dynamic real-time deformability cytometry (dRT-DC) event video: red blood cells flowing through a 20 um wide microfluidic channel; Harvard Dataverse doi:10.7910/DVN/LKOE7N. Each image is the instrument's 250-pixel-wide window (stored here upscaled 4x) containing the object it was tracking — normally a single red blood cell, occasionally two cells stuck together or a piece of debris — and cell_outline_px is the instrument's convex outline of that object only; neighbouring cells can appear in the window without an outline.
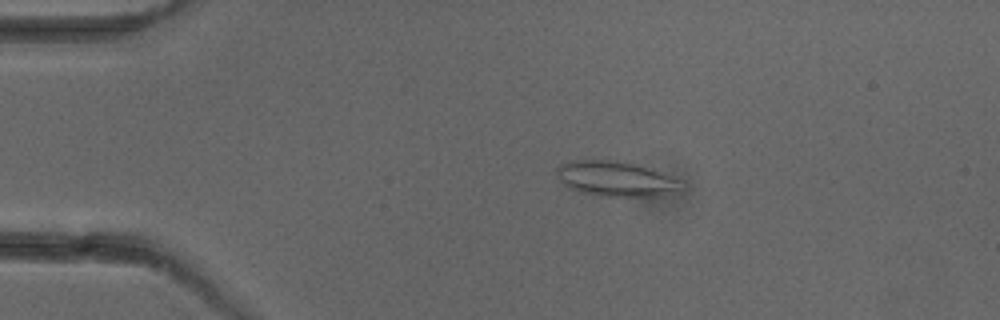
{"species": "common noctule bat (a hibernating species)", "species_latin": "Nyctalus noctula", "temperature_condition": "cold", "stored_images_in_passage": 4, "camera_frame_rate_fps": 3000, "um_per_image_px": 0.085, "animal": {"sex": "female"}, "frame": {"image": 1, "passage_image": 3, "time_ms": 2.333, "image_size_px": [1000, 320], "cell_outline_px": [[688, 188], [680, 192], [664, 196], [600, 196], [580, 192], [568, 188], [560, 180], [556, 172], [556, 168], [560, 164], [568, 160], [616, 160], [640, 164], [652, 168], [684, 180]], "centroid_in_image_um": [52.49, 15.2], "position_along_channel_um": 32.5, "area_um2": 26.59}}